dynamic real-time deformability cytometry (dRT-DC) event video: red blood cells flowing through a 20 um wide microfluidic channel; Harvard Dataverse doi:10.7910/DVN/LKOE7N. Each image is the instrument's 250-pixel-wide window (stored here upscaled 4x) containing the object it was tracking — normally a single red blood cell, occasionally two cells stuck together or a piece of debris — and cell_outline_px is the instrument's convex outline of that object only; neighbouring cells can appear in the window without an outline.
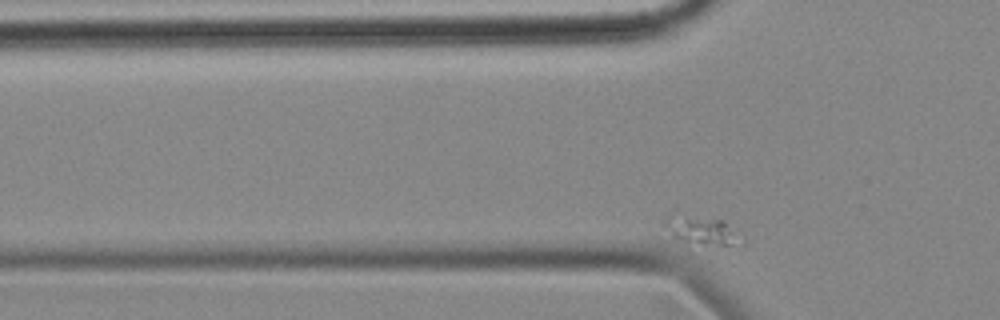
{"species": "common noctule bat (a hibernating species)", "species_latin": "Nyctalus noctula", "temperature_condition": "cold", "stored_images_in_passage": 55, "camera_frame_rate_fps": 3000, "um_per_image_px": 0.085, "animal": {"sex": "female", "body_mass_g": 18.4}, "frame": {"image": 1, "passage_image": 9, "time_ms": 2.667, "image_size_px": [1000, 320], "cell_outline_px": [[728, 244], [716, 244], [684, 240], [672, 236], [664, 224], [664, 220], [668, 216], [684, 212], [724, 220], [728, 232]], "centroid_in_image_um": [59.27, 19.41], "position_along_channel_um": 66.5, "area_um2": 11.04}}